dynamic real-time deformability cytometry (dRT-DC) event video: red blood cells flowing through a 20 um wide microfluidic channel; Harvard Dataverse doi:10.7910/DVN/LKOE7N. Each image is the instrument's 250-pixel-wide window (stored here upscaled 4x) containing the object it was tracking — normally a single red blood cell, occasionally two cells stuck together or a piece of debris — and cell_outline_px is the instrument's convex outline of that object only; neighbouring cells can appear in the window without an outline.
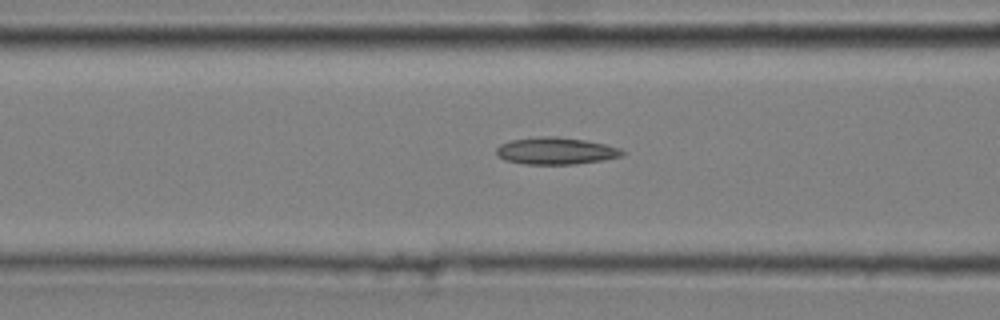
{"species": "common noctule bat (a hibernating species)", "species_latin": "Nyctalus noctula", "temperature_condition": "cold", "stored_images_in_passage": 44, "camera_frame_rate_fps": 3000, "um_per_image_px": 0.085, "animal": {"sex": "male", "body_mass_g": 20.4}, "frame": {"image": 1, "passage_image": 21, "time_ms": 6.667, "image_size_px": [1000, 320], "cell_outline_px": [[624, 152], [620, 156], [604, 160], [576, 164], [524, 164], [504, 160], [496, 156], [496, 148], [500, 144], [512, 140], [540, 136], [556, 136], [584, 140], [604, 144], [620, 148]], "centroid_in_image_um": [47.2, 12.83], "position_along_channel_um": 119.4, "area_um2": 19.83}}
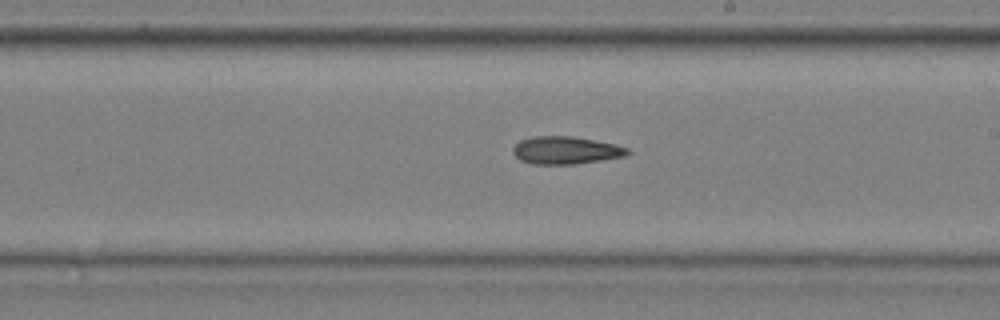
{"frame": {"image": 2, "passage_image": 31, "time_ms": 10.0, "image_size_px": [1000, 320], "cell_outline_px": [[632, 152], [624, 156], [576, 164], [532, 164], [520, 160], [512, 152], [512, 148], [520, 140], [532, 136], [572, 136], [616, 144], [628, 148]], "centroid_in_image_um": [48.08, 12.77], "position_along_channel_um": 240.9, "area_um2": 18.5}}
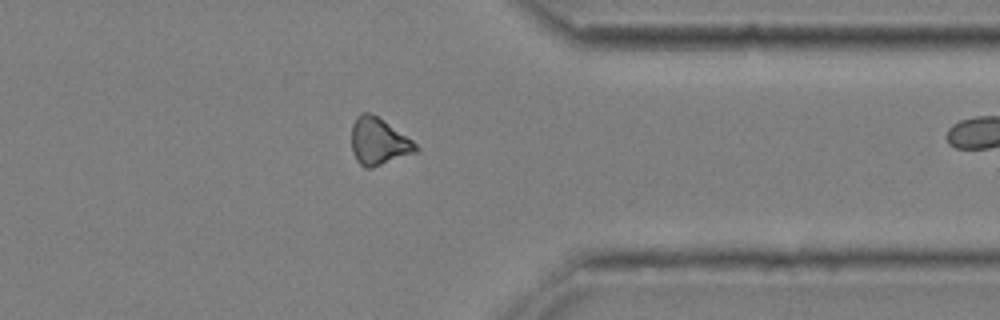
{"frame": {"image": 3, "passage_image": 43, "time_ms": 14.0, "image_size_px": [1000, 320], "cell_outline_px": [[420, 148], [416, 152], [372, 168], [364, 168], [356, 160], [352, 152], [352, 124], [356, 116], [360, 112], [368, 112], [376, 116], [412, 140]], "centroid_in_image_um": [32.15, 12.04], "position_along_channel_um": 379.2, "area_um2": 17.46}}